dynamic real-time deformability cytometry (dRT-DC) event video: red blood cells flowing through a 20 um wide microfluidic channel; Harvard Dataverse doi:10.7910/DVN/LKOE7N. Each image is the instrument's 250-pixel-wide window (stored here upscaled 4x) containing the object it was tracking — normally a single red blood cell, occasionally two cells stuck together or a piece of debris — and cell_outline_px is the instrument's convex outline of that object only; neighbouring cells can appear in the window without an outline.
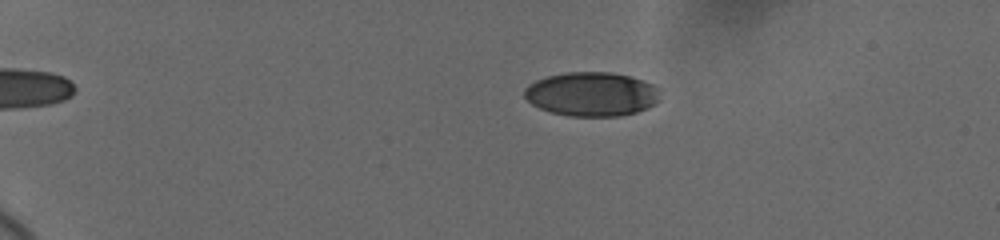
{"species": "human", "species_latin": "Homo sapiens", "temperature_condition": "cold", "stored_images_in_passage": 53, "camera_frame_rate_fps": 3000, "um_per_image_px": 0.085, "donor": {"sex": "female"}, "frame": {"image": 1, "passage_image": 14, "time_ms": 4.0, "image_size_px": [1000, 240], "cell_outline_px": [[660, 100], [656, 104], [648, 108], [636, 112], [620, 116], [568, 116], [552, 112], [540, 108], [532, 104], [524, 96], [524, 88], [528, 84], [536, 80], [548, 76], [568, 72], [612, 72], [628, 76], [652, 84], [656, 88]], "centroid_in_image_um": [50.28, 8.01], "position_along_channel_um": 34.7, "area_um2": 34.8}}
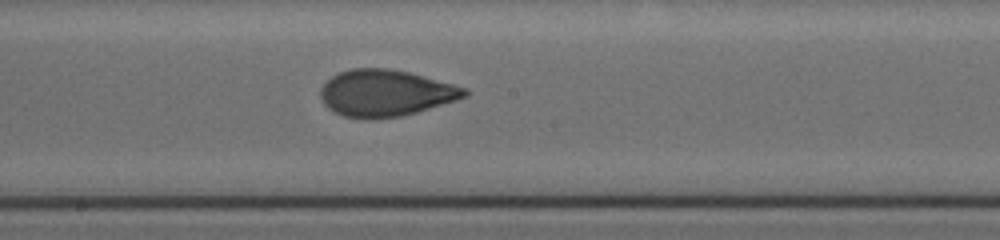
{"frame": {"image": 2, "passage_image": 36, "time_ms": 11.333, "image_size_px": [1000, 240], "cell_outline_px": [[468, 96], [456, 100], [416, 112], [400, 116], [368, 120], [344, 116], [328, 108], [324, 104], [320, 96], [320, 88], [332, 76], [340, 72], [352, 68], [388, 68], [408, 72], [452, 84], [464, 88], [468, 92]], "centroid_in_image_um": [32.73, 7.92], "position_along_channel_um": 215.5, "area_um2": 38.84}}
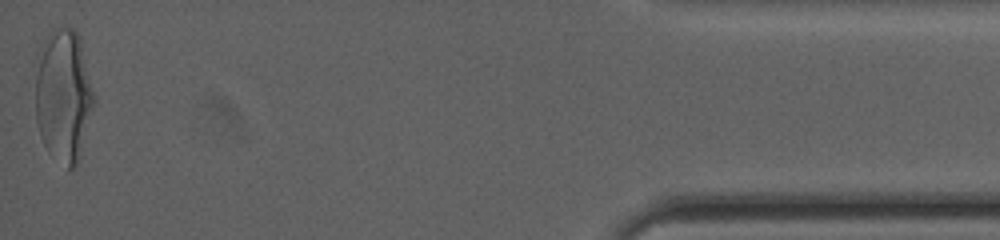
{"frame": {"image": 3, "passage_image": 53, "time_ms": 19.0, "image_size_px": [1000, 240], "cell_outline_px": [[96, 100], [80, 156], [76, 164], [72, 168], [68, 168], [48, 152], [44, 144], [36, 120], [36, 76], [44, 40], [52, 28], [72, 28], [76, 32], [80, 44], [96, 96]], "centroid_in_image_um": [5.42, 8.16], "position_along_channel_um": 429.8, "area_um2": 44.68}, "authors_computed_cell_mechanics": {"area_um2": 37.5122, "velocity_mm_per_s": 3.6874, "shape_relaxation_time_tau1_ms": 4.4279, "shape_relaxation_time_tau2_ms": 1.0235, "deformation_change_tau1": 0.1702, "deformation_change_tau2": 0.0649}}